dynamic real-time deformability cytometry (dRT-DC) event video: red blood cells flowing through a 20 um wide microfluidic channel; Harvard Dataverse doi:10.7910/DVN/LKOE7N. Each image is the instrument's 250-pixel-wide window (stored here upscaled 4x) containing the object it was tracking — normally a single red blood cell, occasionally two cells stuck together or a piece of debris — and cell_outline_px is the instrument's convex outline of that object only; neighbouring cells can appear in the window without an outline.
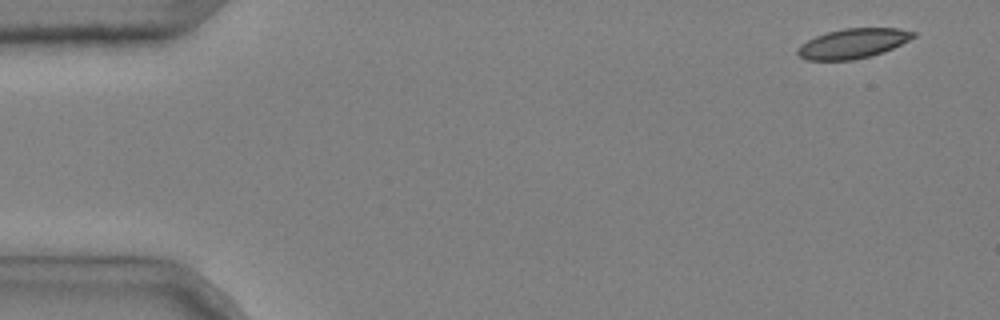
{"species": "common noctule bat (a hibernating species)", "species_latin": "Nyctalus noctula", "temperature_condition": "cold", "stored_images_in_passage": 7, "camera_frame_rate_fps": 3000, "um_per_image_px": 0.085, "animal": {"sex": "male", "body_mass_g": 20.4}, "frame": {"image": 1, "passage_image": 1, "time_ms": 0.0, "image_size_px": [1000, 320], "cell_outline_px": [[916, 36], [884, 52], [872, 56], [852, 60], [808, 60], [800, 56], [796, 52], [796, 48], [800, 44], [816, 36], [828, 32], [844, 28], [900, 28], [916, 32]], "centroid_in_image_um": [72.5, 3.69], "position_along_channel_um": 12.5, "area_um2": 20.06}}
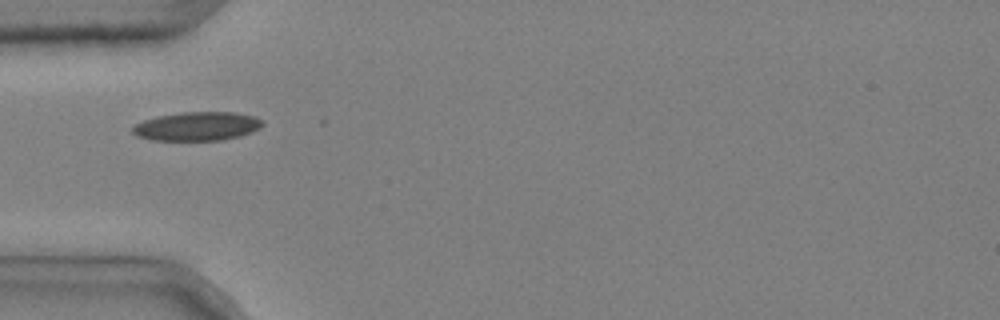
{"frame": {"image": 2, "passage_image": 5, "time_ms": 1.333, "image_size_px": [1000, 320], "cell_outline_px": [[264, 124], [260, 128], [252, 132], [240, 136], [224, 140], [152, 140], [136, 136], [132, 132], [132, 128], [136, 124], [144, 120], [156, 116], [184, 112], [236, 112], [256, 116], [264, 120]], "centroid_in_image_um": [16.8, 10.73], "position_along_channel_um": 68.2, "area_um2": 22.02}}